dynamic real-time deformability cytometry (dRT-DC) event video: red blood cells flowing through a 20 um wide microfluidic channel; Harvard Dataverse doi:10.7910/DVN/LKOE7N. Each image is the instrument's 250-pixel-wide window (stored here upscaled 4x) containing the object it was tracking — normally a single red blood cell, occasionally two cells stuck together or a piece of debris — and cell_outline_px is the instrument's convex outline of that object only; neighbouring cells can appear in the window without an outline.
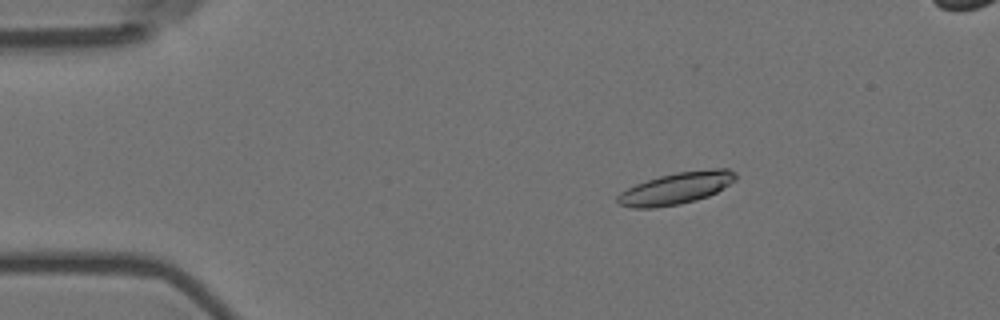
{"species": "Egyptian fruit bat (a non-hibernating species)", "species_latin": "Rousettus aegyptiacus", "temperature_condition": "room temperature", "stored_images_in_passage": 19, "camera_frame_rate_fps": 3000, "um_per_image_px": 0.085, "animal": {"sex": "female"}, "frame": {"image": 1, "passage_image": 11, "time_ms": 3.333, "image_size_px": [1000, 320], "cell_outline_px": [[736, 180], [716, 192], [708, 196], [696, 200], [680, 204], [652, 208], [632, 208], [616, 204], [616, 196], [620, 192], [636, 184], [660, 176], [676, 172], [712, 168], [728, 168], [736, 172]], "centroid_in_image_um": [57.47, 16.0], "position_along_channel_um": 27.5, "area_um2": 22.02}}